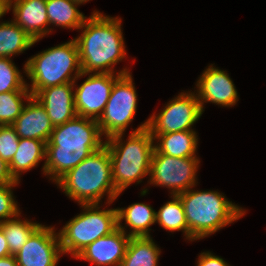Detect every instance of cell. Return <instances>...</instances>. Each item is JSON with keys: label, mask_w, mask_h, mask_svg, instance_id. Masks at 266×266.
Returning <instances> with one entry per match:
<instances>
[{"label": "cell", "mask_w": 266, "mask_h": 266, "mask_svg": "<svg viewBox=\"0 0 266 266\" xmlns=\"http://www.w3.org/2000/svg\"><path fill=\"white\" fill-rule=\"evenodd\" d=\"M121 21L118 16H106L97 10L84 20L79 29L82 33L74 38L83 73H130L126 67L119 72L114 71L115 64L127 55Z\"/></svg>", "instance_id": "6da1fadb"}, {"label": "cell", "mask_w": 266, "mask_h": 266, "mask_svg": "<svg viewBox=\"0 0 266 266\" xmlns=\"http://www.w3.org/2000/svg\"><path fill=\"white\" fill-rule=\"evenodd\" d=\"M98 121L76 115L55 126L46 143L42 172L56 183L69 170L105 145Z\"/></svg>", "instance_id": "7a4b0ae2"}, {"label": "cell", "mask_w": 266, "mask_h": 266, "mask_svg": "<svg viewBox=\"0 0 266 266\" xmlns=\"http://www.w3.org/2000/svg\"><path fill=\"white\" fill-rule=\"evenodd\" d=\"M147 124L148 119L134 129L126 141H123L125 134L105 139L111 159L112 180L118 196L131 184H140L144 177L150 175L155 141Z\"/></svg>", "instance_id": "3957f363"}, {"label": "cell", "mask_w": 266, "mask_h": 266, "mask_svg": "<svg viewBox=\"0 0 266 266\" xmlns=\"http://www.w3.org/2000/svg\"><path fill=\"white\" fill-rule=\"evenodd\" d=\"M65 195L81 204H100L107 196L110 206L118 198L112 180V165L106 145L91 153L56 183Z\"/></svg>", "instance_id": "277c9868"}, {"label": "cell", "mask_w": 266, "mask_h": 266, "mask_svg": "<svg viewBox=\"0 0 266 266\" xmlns=\"http://www.w3.org/2000/svg\"><path fill=\"white\" fill-rule=\"evenodd\" d=\"M178 196L184 207L190 241L208 237L246 214L245 209L218 191L190 188Z\"/></svg>", "instance_id": "5b68a950"}, {"label": "cell", "mask_w": 266, "mask_h": 266, "mask_svg": "<svg viewBox=\"0 0 266 266\" xmlns=\"http://www.w3.org/2000/svg\"><path fill=\"white\" fill-rule=\"evenodd\" d=\"M23 71L31 81L27 87L32 96L47 87L73 83L82 73L76 41L71 39L30 57Z\"/></svg>", "instance_id": "8992f818"}, {"label": "cell", "mask_w": 266, "mask_h": 266, "mask_svg": "<svg viewBox=\"0 0 266 266\" xmlns=\"http://www.w3.org/2000/svg\"><path fill=\"white\" fill-rule=\"evenodd\" d=\"M82 212L59 230L63 254L75 257L87 245L118 228L117 209H100V204H81Z\"/></svg>", "instance_id": "52a82bcc"}, {"label": "cell", "mask_w": 266, "mask_h": 266, "mask_svg": "<svg viewBox=\"0 0 266 266\" xmlns=\"http://www.w3.org/2000/svg\"><path fill=\"white\" fill-rule=\"evenodd\" d=\"M137 98L131 73L121 75L115 81L105 110L98 120L105 139L126 132L137 111Z\"/></svg>", "instance_id": "ba28073f"}, {"label": "cell", "mask_w": 266, "mask_h": 266, "mask_svg": "<svg viewBox=\"0 0 266 266\" xmlns=\"http://www.w3.org/2000/svg\"><path fill=\"white\" fill-rule=\"evenodd\" d=\"M199 165V157L176 158L165 154H152L147 182L170 189V195H179L195 187Z\"/></svg>", "instance_id": "9c48e42d"}, {"label": "cell", "mask_w": 266, "mask_h": 266, "mask_svg": "<svg viewBox=\"0 0 266 266\" xmlns=\"http://www.w3.org/2000/svg\"><path fill=\"white\" fill-rule=\"evenodd\" d=\"M153 113L148 118L147 129L153 138L158 134L180 131H194L192 126L201 118L202 112L200 102L196 93L181 92L170 100L161 112Z\"/></svg>", "instance_id": "30bf717a"}, {"label": "cell", "mask_w": 266, "mask_h": 266, "mask_svg": "<svg viewBox=\"0 0 266 266\" xmlns=\"http://www.w3.org/2000/svg\"><path fill=\"white\" fill-rule=\"evenodd\" d=\"M87 75L86 80L77 86L76 81ZM120 76L121 74L82 72L73 82L76 114L98 121L105 110L113 85Z\"/></svg>", "instance_id": "8fae6325"}, {"label": "cell", "mask_w": 266, "mask_h": 266, "mask_svg": "<svg viewBox=\"0 0 266 266\" xmlns=\"http://www.w3.org/2000/svg\"><path fill=\"white\" fill-rule=\"evenodd\" d=\"M55 227L40 225L15 254L18 266H57L61 255L58 232Z\"/></svg>", "instance_id": "7c38bea8"}, {"label": "cell", "mask_w": 266, "mask_h": 266, "mask_svg": "<svg viewBox=\"0 0 266 266\" xmlns=\"http://www.w3.org/2000/svg\"><path fill=\"white\" fill-rule=\"evenodd\" d=\"M196 96L202 112L205 103H214L222 107H232L238 102V92L226 70L209 65L198 77Z\"/></svg>", "instance_id": "4fadbf2b"}, {"label": "cell", "mask_w": 266, "mask_h": 266, "mask_svg": "<svg viewBox=\"0 0 266 266\" xmlns=\"http://www.w3.org/2000/svg\"><path fill=\"white\" fill-rule=\"evenodd\" d=\"M130 238L117 228L111 234L87 245L74 258L88 261L95 266H120Z\"/></svg>", "instance_id": "5bb4252c"}, {"label": "cell", "mask_w": 266, "mask_h": 266, "mask_svg": "<svg viewBox=\"0 0 266 266\" xmlns=\"http://www.w3.org/2000/svg\"><path fill=\"white\" fill-rule=\"evenodd\" d=\"M10 10L14 15L12 20L34 41L41 40L53 31L49 28L46 0H8Z\"/></svg>", "instance_id": "9a60e30c"}, {"label": "cell", "mask_w": 266, "mask_h": 266, "mask_svg": "<svg viewBox=\"0 0 266 266\" xmlns=\"http://www.w3.org/2000/svg\"><path fill=\"white\" fill-rule=\"evenodd\" d=\"M33 97L47 111L54 127L64 124L77 115L74 106L73 83L47 87L37 91Z\"/></svg>", "instance_id": "2e32d148"}, {"label": "cell", "mask_w": 266, "mask_h": 266, "mask_svg": "<svg viewBox=\"0 0 266 266\" xmlns=\"http://www.w3.org/2000/svg\"><path fill=\"white\" fill-rule=\"evenodd\" d=\"M12 126L19 138L37 139L45 143L49 141L54 128L47 111L33 96L26 101Z\"/></svg>", "instance_id": "e0dca14e"}, {"label": "cell", "mask_w": 266, "mask_h": 266, "mask_svg": "<svg viewBox=\"0 0 266 266\" xmlns=\"http://www.w3.org/2000/svg\"><path fill=\"white\" fill-rule=\"evenodd\" d=\"M118 228L130 237L151 236L150 228L156 223V211L151 205L145 203H133L128 207L116 208ZM122 220L125 221V226L122 225ZM130 227L129 232L126 228Z\"/></svg>", "instance_id": "ac0fdd59"}, {"label": "cell", "mask_w": 266, "mask_h": 266, "mask_svg": "<svg viewBox=\"0 0 266 266\" xmlns=\"http://www.w3.org/2000/svg\"><path fill=\"white\" fill-rule=\"evenodd\" d=\"M198 135L196 131H180L158 134L153 154H165L176 158L197 157Z\"/></svg>", "instance_id": "d6986e66"}, {"label": "cell", "mask_w": 266, "mask_h": 266, "mask_svg": "<svg viewBox=\"0 0 266 266\" xmlns=\"http://www.w3.org/2000/svg\"><path fill=\"white\" fill-rule=\"evenodd\" d=\"M46 143L37 139L19 138L18 150L9 164L13 178L20 182L22 173L38 166L45 160Z\"/></svg>", "instance_id": "ffe728a7"}, {"label": "cell", "mask_w": 266, "mask_h": 266, "mask_svg": "<svg viewBox=\"0 0 266 266\" xmlns=\"http://www.w3.org/2000/svg\"><path fill=\"white\" fill-rule=\"evenodd\" d=\"M151 236L131 237L120 266H158L161 250Z\"/></svg>", "instance_id": "44dd1931"}, {"label": "cell", "mask_w": 266, "mask_h": 266, "mask_svg": "<svg viewBox=\"0 0 266 266\" xmlns=\"http://www.w3.org/2000/svg\"><path fill=\"white\" fill-rule=\"evenodd\" d=\"M77 6L73 0H46L49 25L79 30L87 17Z\"/></svg>", "instance_id": "7402d4cb"}, {"label": "cell", "mask_w": 266, "mask_h": 266, "mask_svg": "<svg viewBox=\"0 0 266 266\" xmlns=\"http://www.w3.org/2000/svg\"><path fill=\"white\" fill-rule=\"evenodd\" d=\"M13 20L0 21V57L11 58L23 53L35 43Z\"/></svg>", "instance_id": "603a6c76"}, {"label": "cell", "mask_w": 266, "mask_h": 266, "mask_svg": "<svg viewBox=\"0 0 266 266\" xmlns=\"http://www.w3.org/2000/svg\"><path fill=\"white\" fill-rule=\"evenodd\" d=\"M21 212L15 217L0 223L10 254L15 255L25 245L31 234L41 225L28 219L22 220Z\"/></svg>", "instance_id": "cb8c5ba5"}, {"label": "cell", "mask_w": 266, "mask_h": 266, "mask_svg": "<svg viewBox=\"0 0 266 266\" xmlns=\"http://www.w3.org/2000/svg\"><path fill=\"white\" fill-rule=\"evenodd\" d=\"M172 200L165 203L156 212V223L169 232L181 231L188 241V230L183 204L178 195H171Z\"/></svg>", "instance_id": "d4e9b609"}, {"label": "cell", "mask_w": 266, "mask_h": 266, "mask_svg": "<svg viewBox=\"0 0 266 266\" xmlns=\"http://www.w3.org/2000/svg\"><path fill=\"white\" fill-rule=\"evenodd\" d=\"M31 96L30 91L0 93V125H12Z\"/></svg>", "instance_id": "484cf974"}, {"label": "cell", "mask_w": 266, "mask_h": 266, "mask_svg": "<svg viewBox=\"0 0 266 266\" xmlns=\"http://www.w3.org/2000/svg\"><path fill=\"white\" fill-rule=\"evenodd\" d=\"M23 77L11 58L0 57V93L29 91Z\"/></svg>", "instance_id": "4316f807"}, {"label": "cell", "mask_w": 266, "mask_h": 266, "mask_svg": "<svg viewBox=\"0 0 266 266\" xmlns=\"http://www.w3.org/2000/svg\"><path fill=\"white\" fill-rule=\"evenodd\" d=\"M19 136L12 125H0V158L10 164L18 150Z\"/></svg>", "instance_id": "83f0119b"}, {"label": "cell", "mask_w": 266, "mask_h": 266, "mask_svg": "<svg viewBox=\"0 0 266 266\" xmlns=\"http://www.w3.org/2000/svg\"><path fill=\"white\" fill-rule=\"evenodd\" d=\"M18 184L0 185V223L20 213L19 206L13 196V187Z\"/></svg>", "instance_id": "f1b7e54d"}, {"label": "cell", "mask_w": 266, "mask_h": 266, "mask_svg": "<svg viewBox=\"0 0 266 266\" xmlns=\"http://www.w3.org/2000/svg\"><path fill=\"white\" fill-rule=\"evenodd\" d=\"M198 257L196 266H230L223 258L215 256L209 251L201 252Z\"/></svg>", "instance_id": "f546056e"}, {"label": "cell", "mask_w": 266, "mask_h": 266, "mask_svg": "<svg viewBox=\"0 0 266 266\" xmlns=\"http://www.w3.org/2000/svg\"><path fill=\"white\" fill-rule=\"evenodd\" d=\"M10 173L9 164L0 158V185L19 184Z\"/></svg>", "instance_id": "4dcf8cb0"}, {"label": "cell", "mask_w": 266, "mask_h": 266, "mask_svg": "<svg viewBox=\"0 0 266 266\" xmlns=\"http://www.w3.org/2000/svg\"><path fill=\"white\" fill-rule=\"evenodd\" d=\"M10 250L5 235L0 228V258L10 256Z\"/></svg>", "instance_id": "1f68e13d"}, {"label": "cell", "mask_w": 266, "mask_h": 266, "mask_svg": "<svg viewBox=\"0 0 266 266\" xmlns=\"http://www.w3.org/2000/svg\"><path fill=\"white\" fill-rule=\"evenodd\" d=\"M0 266H18L14 255L0 258Z\"/></svg>", "instance_id": "d6a6232c"}, {"label": "cell", "mask_w": 266, "mask_h": 266, "mask_svg": "<svg viewBox=\"0 0 266 266\" xmlns=\"http://www.w3.org/2000/svg\"><path fill=\"white\" fill-rule=\"evenodd\" d=\"M8 12V0H0V19Z\"/></svg>", "instance_id": "836d02e7"}, {"label": "cell", "mask_w": 266, "mask_h": 266, "mask_svg": "<svg viewBox=\"0 0 266 266\" xmlns=\"http://www.w3.org/2000/svg\"><path fill=\"white\" fill-rule=\"evenodd\" d=\"M74 2L78 3L79 5L81 4H85L86 2L90 1V0H73Z\"/></svg>", "instance_id": "e575fe53"}]
</instances>
